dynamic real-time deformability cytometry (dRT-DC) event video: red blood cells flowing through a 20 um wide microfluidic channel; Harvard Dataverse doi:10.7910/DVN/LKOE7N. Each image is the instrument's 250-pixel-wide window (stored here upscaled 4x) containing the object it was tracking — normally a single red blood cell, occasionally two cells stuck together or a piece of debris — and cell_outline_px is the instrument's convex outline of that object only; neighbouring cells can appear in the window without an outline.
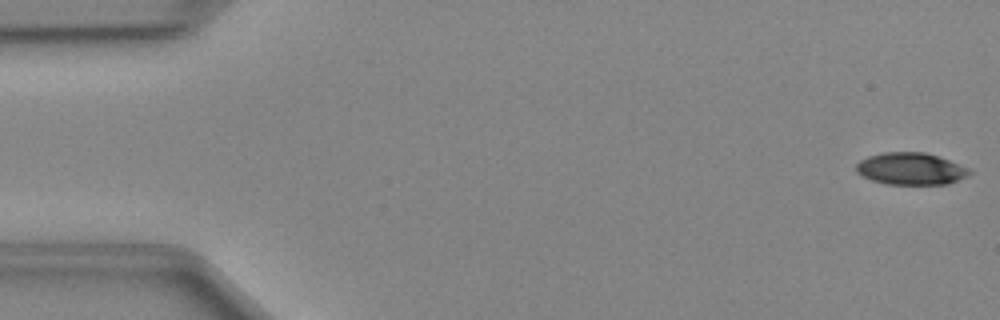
{"species": "Egyptian fruit bat (a non-hibernating species)", "species_latin": "Rousettus aegyptiacus", "temperature_condition": "cold", "stored_images_in_passage": 48, "camera_frame_rate_fps": 3000, "um_per_image_px": 0.085, "animal": {"sex": "female"}, "frame": {"image": 1, "passage_image": 1, "time_ms": 0.0, "image_size_px": [1000, 320], "cell_outline_px": [[972, 172], [968, 176], [948, 184], [888, 184], [872, 180], [856, 172], [856, 164], [860, 160], [868, 156], [884, 152], [924, 152], [948, 160], [968, 168]], "centroid_in_image_um": [77.41, 14.34], "position_along_channel_um": 7.6, "area_um2": 20.98}}
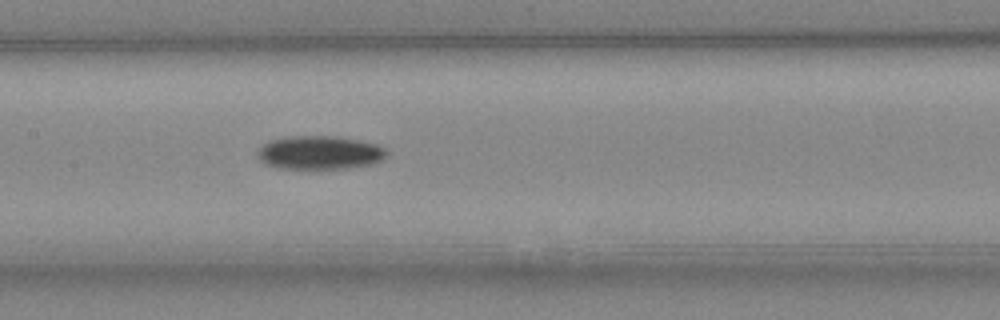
{"frame": {"image": 2, "passage_image": 23, "time_ms": 7.333, "image_size_px": [1000, 320], "cell_outline_px": [[388, 156], [372, 164], [348, 168], [276, 168], [260, 160], [256, 156], [256, 152], [268, 140], [288, 136], [336, 136], [376, 144], [384, 148], [388, 152]], "centroid_in_image_um": [27.15, 12.97], "position_along_channel_um": 180.2, "area_um2": 25.2}}
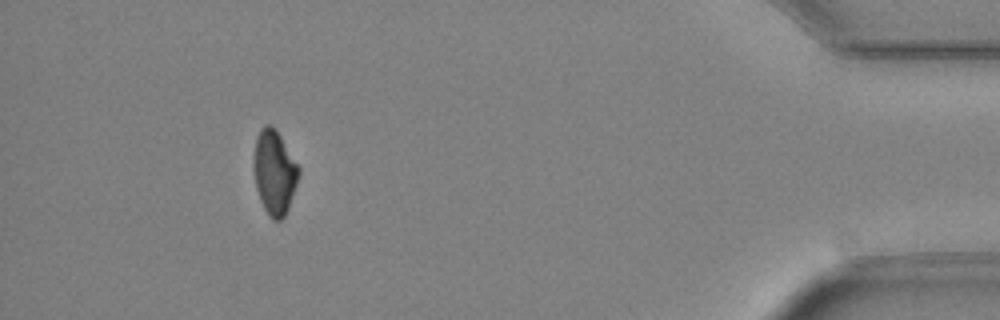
{"frame": {"image": 3, "passage_image": 44, "time_ms": 14.333, "image_size_px": [1000, 320], "cell_outline_px": [[300, 172], [288, 208], [284, 216], [280, 220], [272, 220], [268, 216], [260, 200], [256, 188], [252, 168], [252, 160], [256, 136], [260, 128], [264, 124], [272, 124], [276, 128], [300, 168]], "centroid_in_image_um": [23.29, 14.6], "position_along_channel_um": 411.9, "area_um2": 22.48}}